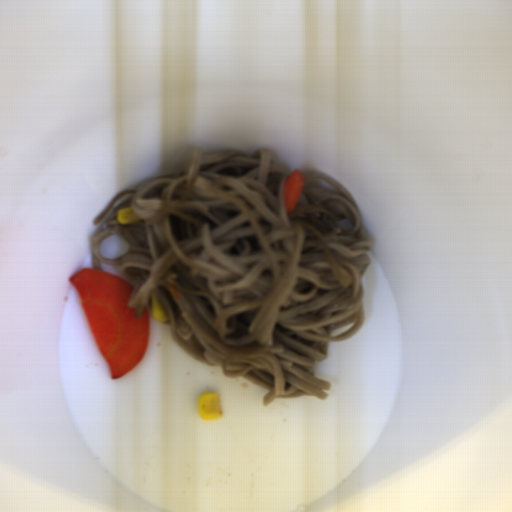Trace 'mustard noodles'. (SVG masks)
Returning <instances> with one entry per match:
<instances>
[{
    "mask_svg": "<svg viewBox=\"0 0 512 512\" xmlns=\"http://www.w3.org/2000/svg\"><path fill=\"white\" fill-rule=\"evenodd\" d=\"M292 172L267 147L252 154L195 147L182 170L122 191L92 222L101 227L90 240L93 269L121 266L136 316L145 307L152 314L154 294L172 340L196 361L265 390V406L327 399L331 382L317 366L330 343L362 329L372 249L355 199L322 173L304 175L301 198L287 212ZM127 207L140 220L119 224L117 210ZM344 218L350 229L340 227ZM119 234L128 253L103 260L99 244Z\"/></svg>",
    "mask_w": 512,
    "mask_h": 512,
    "instance_id": "1",
    "label": "mustard noodles"
}]
</instances>
